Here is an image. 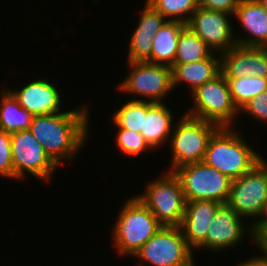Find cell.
<instances>
[{
    "instance_id": "obj_29",
    "label": "cell",
    "mask_w": 267,
    "mask_h": 266,
    "mask_svg": "<svg viewBox=\"0 0 267 266\" xmlns=\"http://www.w3.org/2000/svg\"><path fill=\"white\" fill-rule=\"evenodd\" d=\"M240 113H246L256 121L267 125V91L258 94L251 99L241 110Z\"/></svg>"
},
{
    "instance_id": "obj_6",
    "label": "cell",
    "mask_w": 267,
    "mask_h": 266,
    "mask_svg": "<svg viewBox=\"0 0 267 266\" xmlns=\"http://www.w3.org/2000/svg\"><path fill=\"white\" fill-rule=\"evenodd\" d=\"M143 194H135L162 226L180 227L185 214L186 200L174 172L163 171L158 178L144 186Z\"/></svg>"
},
{
    "instance_id": "obj_27",
    "label": "cell",
    "mask_w": 267,
    "mask_h": 266,
    "mask_svg": "<svg viewBox=\"0 0 267 266\" xmlns=\"http://www.w3.org/2000/svg\"><path fill=\"white\" fill-rule=\"evenodd\" d=\"M112 125L114 129L116 127L115 130H117L115 132L117 133L116 137L114 138L116 140V145L123 155L134 157L137 155L139 156V154L141 155L143 152L152 150L141 133L119 128L113 121Z\"/></svg>"
},
{
    "instance_id": "obj_12",
    "label": "cell",
    "mask_w": 267,
    "mask_h": 266,
    "mask_svg": "<svg viewBox=\"0 0 267 266\" xmlns=\"http://www.w3.org/2000/svg\"><path fill=\"white\" fill-rule=\"evenodd\" d=\"M244 220L230 206L222 204L211 221L206 241L197 250L208 249L218 254L219 251L240 245L246 236L251 239L253 246L256 245L253 226Z\"/></svg>"
},
{
    "instance_id": "obj_5",
    "label": "cell",
    "mask_w": 267,
    "mask_h": 266,
    "mask_svg": "<svg viewBox=\"0 0 267 266\" xmlns=\"http://www.w3.org/2000/svg\"><path fill=\"white\" fill-rule=\"evenodd\" d=\"M219 128L215 123L180 115L170 136L172 157L166 170L173 172L183 165L202 162L208 142Z\"/></svg>"
},
{
    "instance_id": "obj_15",
    "label": "cell",
    "mask_w": 267,
    "mask_h": 266,
    "mask_svg": "<svg viewBox=\"0 0 267 266\" xmlns=\"http://www.w3.org/2000/svg\"><path fill=\"white\" fill-rule=\"evenodd\" d=\"M18 103L32 115H47L63 112L61 107L64 98L61 91L49 79H33L19 89L8 88Z\"/></svg>"
},
{
    "instance_id": "obj_4",
    "label": "cell",
    "mask_w": 267,
    "mask_h": 266,
    "mask_svg": "<svg viewBox=\"0 0 267 266\" xmlns=\"http://www.w3.org/2000/svg\"><path fill=\"white\" fill-rule=\"evenodd\" d=\"M192 106L185 114L217 124L219 127H236L240 111L233 102L226 78L220 72L191 93ZM237 118V122L236 119ZM234 122V123H233Z\"/></svg>"
},
{
    "instance_id": "obj_30",
    "label": "cell",
    "mask_w": 267,
    "mask_h": 266,
    "mask_svg": "<svg viewBox=\"0 0 267 266\" xmlns=\"http://www.w3.org/2000/svg\"><path fill=\"white\" fill-rule=\"evenodd\" d=\"M240 0H198V6L234 15Z\"/></svg>"
},
{
    "instance_id": "obj_10",
    "label": "cell",
    "mask_w": 267,
    "mask_h": 266,
    "mask_svg": "<svg viewBox=\"0 0 267 266\" xmlns=\"http://www.w3.org/2000/svg\"><path fill=\"white\" fill-rule=\"evenodd\" d=\"M186 202L213 200L226 204L232 180L217 169L202 162L190 163L175 169Z\"/></svg>"
},
{
    "instance_id": "obj_33",
    "label": "cell",
    "mask_w": 267,
    "mask_h": 266,
    "mask_svg": "<svg viewBox=\"0 0 267 266\" xmlns=\"http://www.w3.org/2000/svg\"><path fill=\"white\" fill-rule=\"evenodd\" d=\"M256 248L267 256V229L256 239Z\"/></svg>"
},
{
    "instance_id": "obj_7",
    "label": "cell",
    "mask_w": 267,
    "mask_h": 266,
    "mask_svg": "<svg viewBox=\"0 0 267 266\" xmlns=\"http://www.w3.org/2000/svg\"><path fill=\"white\" fill-rule=\"evenodd\" d=\"M266 160L263 158L250 171L232 180L226 202L240 217L249 220L252 226L259 222L267 204Z\"/></svg>"
},
{
    "instance_id": "obj_20",
    "label": "cell",
    "mask_w": 267,
    "mask_h": 266,
    "mask_svg": "<svg viewBox=\"0 0 267 266\" xmlns=\"http://www.w3.org/2000/svg\"><path fill=\"white\" fill-rule=\"evenodd\" d=\"M171 109L166 103H154L144 116L141 134L152 151L162 148L164 143L170 140L175 125L173 109Z\"/></svg>"
},
{
    "instance_id": "obj_3",
    "label": "cell",
    "mask_w": 267,
    "mask_h": 266,
    "mask_svg": "<svg viewBox=\"0 0 267 266\" xmlns=\"http://www.w3.org/2000/svg\"><path fill=\"white\" fill-rule=\"evenodd\" d=\"M111 227L117 255L134 257L162 227L156 217L135 195L124 201Z\"/></svg>"
},
{
    "instance_id": "obj_19",
    "label": "cell",
    "mask_w": 267,
    "mask_h": 266,
    "mask_svg": "<svg viewBox=\"0 0 267 266\" xmlns=\"http://www.w3.org/2000/svg\"><path fill=\"white\" fill-rule=\"evenodd\" d=\"M172 87L173 90L180 84L187 85L191 94L199 86L214 79L220 72V54L212 53L208 58L197 62L173 64ZM187 83V84H186Z\"/></svg>"
},
{
    "instance_id": "obj_21",
    "label": "cell",
    "mask_w": 267,
    "mask_h": 266,
    "mask_svg": "<svg viewBox=\"0 0 267 266\" xmlns=\"http://www.w3.org/2000/svg\"><path fill=\"white\" fill-rule=\"evenodd\" d=\"M185 26L183 22L170 20L162 25L152 39L150 63L173 66L178 38Z\"/></svg>"
},
{
    "instance_id": "obj_1",
    "label": "cell",
    "mask_w": 267,
    "mask_h": 266,
    "mask_svg": "<svg viewBox=\"0 0 267 266\" xmlns=\"http://www.w3.org/2000/svg\"><path fill=\"white\" fill-rule=\"evenodd\" d=\"M88 105L83 103L69 111L33 116L29 130L58 166L65 159L72 161L80 155L89 139Z\"/></svg>"
},
{
    "instance_id": "obj_25",
    "label": "cell",
    "mask_w": 267,
    "mask_h": 266,
    "mask_svg": "<svg viewBox=\"0 0 267 266\" xmlns=\"http://www.w3.org/2000/svg\"><path fill=\"white\" fill-rule=\"evenodd\" d=\"M232 99L240 111L251 99L267 91V78L257 76L226 78Z\"/></svg>"
},
{
    "instance_id": "obj_24",
    "label": "cell",
    "mask_w": 267,
    "mask_h": 266,
    "mask_svg": "<svg viewBox=\"0 0 267 266\" xmlns=\"http://www.w3.org/2000/svg\"><path fill=\"white\" fill-rule=\"evenodd\" d=\"M213 51L188 26L179 35L174 64L197 62L208 58Z\"/></svg>"
},
{
    "instance_id": "obj_31",
    "label": "cell",
    "mask_w": 267,
    "mask_h": 266,
    "mask_svg": "<svg viewBox=\"0 0 267 266\" xmlns=\"http://www.w3.org/2000/svg\"><path fill=\"white\" fill-rule=\"evenodd\" d=\"M236 266H267V256L264 253L262 255L261 253L255 254V256L249 257L246 261L242 260V263L240 262Z\"/></svg>"
},
{
    "instance_id": "obj_14",
    "label": "cell",
    "mask_w": 267,
    "mask_h": 266,
    "mask_svg": "<svg viewBox=\"0 0 267 266\" xmlns=\"http://www.w3.org/2000/svg\"><path fill=\"white\" fill-rule=\"evenodd\" d=\"M220 68L225 78H267V47L237 44L220 54Z\"/></svg>"
},
{
    "instance_id": "obj_8",
    "label": "cell",
    "mask_w": 267,
    "mask_h": 266,
    "mask_svg": "<svg viewBox=\"0 0 267 266\" xmlns=\"http://www.w3.org/2000/svg\"><path fill=\"white\" fill-rule=\"evenodd\" d=\"M127 63L130 71L127 72L124 80L116 85V89L123 95L128 93L136 96L131 98L132 100L164 103L163 99L173 91L172 68L146 61Z\"/></svg>"
},
{
    "instance_id": "obj_26",
    "label": "cell",
    "mask_w": 267,
    "mask_h": 266,
    "mask_svg": "<svg viewBox=\"0 0 267 266\" xmlns=\"http://www.w3.org/2000/svg\"><path fill=\"white\" fill-rule=\"evenodd\" d=\"M166 20L180 21L184 24L197 10L198 0H145Z\"/></svg>"
},
{
    "instance_id": "obj_18",
    "label": "cell",
    "mask_w": 267,
    "mask_h": 266,
    "mask_svg": "<svg viewBox=\"0 0 267 266\" xmlns=\"http://www.w3.org/2000/svg\"><path fill=\"white\" fill-rule=\"evenodd\" d=\"M222 204L213 200L186 202L181 230L187 245L196 251L205 241L211 221Z\"/></svg>"
},
{
    "instance_id": "obj_16",
    "label": "cell",
    "mask_w": 267,
    "mask_h": 266,
    "mask_svg": "<svg viewBox=\"0 0 267 266\" xmlns=\"http://www.w3.org/2000/svg\"><path fill=\"white\" fill-rule=\"evenodd\" d=\"M233 18L246 34H234L237 44L267 47V12L258 0H240Z\"/></svg>"
},
{
    "instance_id": "obj_28",
    "label": "cell",
    "mask_w": 267,
    "mask_h": 266,
    "mask_svg": "<svg viewBox=\"0 0 267 266\" xmlns=\"http://www.w3.org/2000/svg\"><path fill=\"white\" fill-rule=\"evenodd\" d=\"M0 177L14 180L11 133L0 129Z\"/></svg>"
},
{
    "instance_id": "obj_34",
    "label": "cell",
    "mask_w": 267,
    "mask_h": 266,
    "mask_svg": "<svg viewBox=\"0 0 267 266\" xmlns=\"http://www.w3.org/2000/svg\"><path fill=\"white\" fill-rule=\"evenodd\" d=\"M258 1L262 4L263 8L267 12V0H258Z\"/></svg>"
},
{
    "instance_id": "obj_23",
    "label": "cell",
    "mask_w": 267,
    "mask_h": 266,
    "mask_svg": "<svg viewBox=\"0 0 267 266\" xmlns=\"http://www.w3.org/2000/svg\"><path fill=\"white\" fill-rule=\"evenodd\" d=\"M153 102L128 99L121 107L113 111L111 121L119 128L128 129L141 133L143 130L144 116L147 110L153 105Z\"/></svg>"
},
{
    "instance_id": "obj_32",
    "label": "cell",
    "mask_w": 267,
    "mask_h": 266,
    "mask_svg": "<svg viewBox=\"0 0 267 266\" xmlns=\"http://www.w3.org/2000/svg\"><path fill=\"white\" fill-rule=\"evenodd\" d=\"M267 229V204L262 217L259 222L253 226L255 238L257 239Z\"/></svg>"
},
{
    "instance_id": "obj_13",
    "label": "cell",
    "mask_w": 267,
    "mask_h": 266,
    "mask_svg": "<svg viewBox=\"0 0 267 266\" xmlns=\"http://www.w3.org/2000/svg\"><path fill=\"white\" fill-rule=\"evenodd\" d=\"M233 15L221 11L198 7L187 22L188 26L207 46L217 54H222L237 45L233 25L229 18Z\"/></svg>"
},
{
    "instance_id": "obj_9",
    "label": "cell",
    "mask_w": 267,
    "mask_h": 266,
    "mask_svg": "<svg viewBox=\"0 0 267 266\" xmlns=\"http://www.w3.org/2000/svg\"><path fill=\"white\" fill-rule=\"evenodd\" d=\"M194 255L180 227L162 226L133 258L137 266H196Z\"/></svg>"
},
{
    "instance_id": "obj_22",
    "label": "cell",
    "mask_w": 267,
    "mask_h": 266,
    "mask_svg": "<svg viewBox=\"0 0 267 266\" xmlns=\"http://www.w3.org/2000/svg\"><path fill=\"white\" fill-rule=\"evenodd\" d=\"M1 87L0 129L8 133L29 130L34 115L20 106L18 100L7 89V85Z\"/></svg>"
},
{
    "instance_id": "obj_17",
    "label": "cell",
    "mask_w": 267,
    "mask_h": 266,
    "mask_svg": "<svg viewBox=\"0 0 267 266\" xmlns=\"http://www.w3.org/2000/svg\"><path fill=\"white\" fill-rule=\"evenodd\" d=\"M140 18L128 44L127 62H149L152 39L167 21L157 10L145 1Z\"/></svg>"
},
{
    "instance_id": "obj_11",
    "label": "cell",
    "mask_w": 267,
    "mask_h": 266,
    "mask_svg": "<svg viewBox=\"0 0 267 266\" xmlns=\"http://www.w3.org/2000/svg\"><path fill=\"white\" fill-rule=\"evenodd\" d=\"M11 149L14 165V180H24L29 174L40 182H52L58 165L30 132L22 130L11 133Z\"/></svg>"
},
{
    "instance_id": "obj_2",
    "label": "cell",
    "mask_w": 267,
    "mask_h": 266,
    "mask_svg": "<svg viewBox=\"0 0 267 266\" xmlns=\"http://www.w3.org/2000/svg\"><path fill=\"white\" fill-rule=\"evenodd\" d=\"M235 127H220L210 138L203 162L231 180L250 171L262 156Z\"/></svg>"
}]
</instances>
